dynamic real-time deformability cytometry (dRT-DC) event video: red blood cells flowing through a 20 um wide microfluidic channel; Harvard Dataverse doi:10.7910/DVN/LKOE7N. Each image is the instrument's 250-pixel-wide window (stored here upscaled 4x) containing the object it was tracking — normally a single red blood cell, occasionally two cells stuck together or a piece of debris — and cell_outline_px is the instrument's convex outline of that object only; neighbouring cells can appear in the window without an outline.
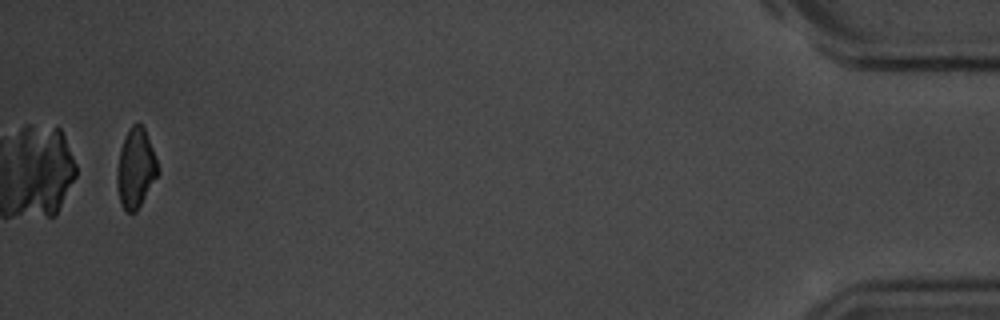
{"species": "common noctule bat (a hibernating species)", "species_latin": "Nyctalus noctula", "temperature_condition": "room temperature", "stored_images_in_passage": 16, "camera_frame_rate_fps": 3000, "um_per_image_px": 0.085, "animal": {"sex": "male", "body_mass_g": 20.1, "forearm_length_mm": 53.5}, "frame": {"image": 1, "passage_image": 16, "time_ms": 18.0, "image_size_px": [1000, 320], "cell_outline_px": [[160, 172], [136, 212], [128, 212], [120, 204], [116, 184], [116, 168], [120, 148], [128, 128], [132, 124], [140, 124], [144, 128], [152, 148]], "centroid_in_image_um": [11.51, 14.32], "position_along_channel_um": 423.7, "area_um2": 18.96}, "authors_computed_cell_mechanics": {"area_um2": 19.5653, "velocity_mm_per_s": 3.4784, "shape_relaxation_time_tau1_ms": 2.7831, "shape_relaxation_time_tau2_ms": 0.9728, "deformation_change_tau1": 0.1243, "deformation_change_tau2": 0.0666}}